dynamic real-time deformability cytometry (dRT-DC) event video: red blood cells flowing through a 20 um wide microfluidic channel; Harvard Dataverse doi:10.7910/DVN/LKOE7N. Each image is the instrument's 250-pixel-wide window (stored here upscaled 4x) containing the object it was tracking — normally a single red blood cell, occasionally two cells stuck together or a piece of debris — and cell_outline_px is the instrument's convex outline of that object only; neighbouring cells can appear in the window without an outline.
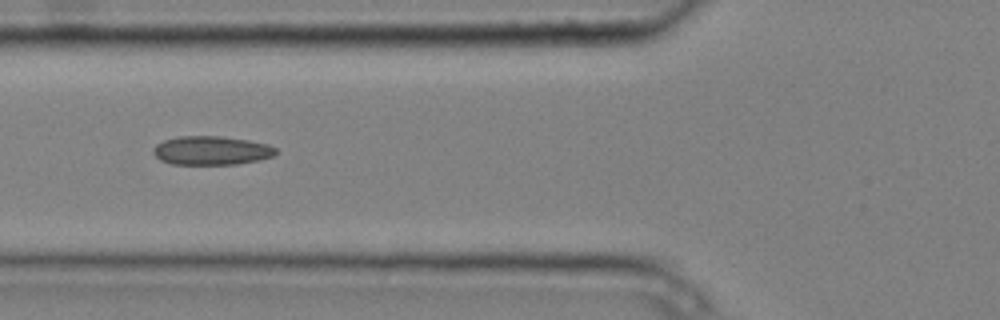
{"species": "common noctule bat (a hibernating species)", "species_latin": "Nyctalus noctula", "temperature_condition": "cold", "stored_images_in_passage": 5, "camera_frame_rate_fps": 3000, "um_per_image_px": 0.085, "animal": {"sex": "male", "body_mass_g": 20.4}, "frame": {"image": 1, "passage_image": 5, "time_ms": 1.333, "image_size_px": [1000, 320], "cell_outline_px": [[280, 152], [272, 156], [256, 160], [236, 164], [172, 164], [160, 160], [152, 152], [152, 148], [156, 144], [164, 140], [180, 136], [220, 136], [248, 140], [268, 144], [276, 148]], "centroid_in_image_um": [17.96, 12.79], "position_along_channel_um": 107.8, "area_um2": 20.58}}